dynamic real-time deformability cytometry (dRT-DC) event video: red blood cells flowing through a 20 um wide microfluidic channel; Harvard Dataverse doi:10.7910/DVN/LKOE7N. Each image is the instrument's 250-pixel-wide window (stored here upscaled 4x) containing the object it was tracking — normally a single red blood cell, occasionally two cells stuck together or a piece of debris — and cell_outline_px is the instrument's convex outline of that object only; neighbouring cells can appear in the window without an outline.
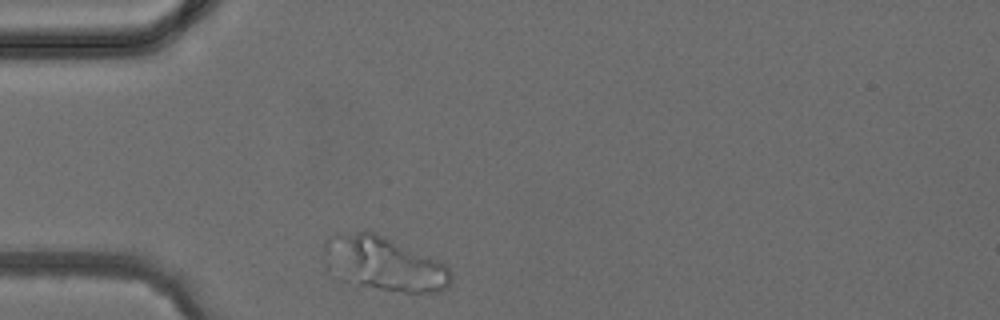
{"species": "common noctule bat (a hibernating species)", "species_latin": "Nyctalus noctula", "temperature_condition": "cold", "stored_images_in_passage": 1, "camera_frame_rate_fps": 3000, "um_per_image_px": 0.085, "animal": {"sex": "female", "body_mass_g": 24.6, "forearm_length_mm": 56.2}, "frame": {"image": 1, "passage_image": 1, "time_ms": 0.0, "image_size_px": [1000, 320], "cell_outline_px": [[452, 284], [448, 288], [440, 292], [408, 292], [380, 288], [360, 284], [324, 248], [324, 240], [328, 236], [336, 232], [364, 228], [376, 232], [436, 260], [444, 264], [452, 272]], "centroid_in_image_um": [32.87, 22.32], "position_along_channel_um": 52.1, "area_um2": 37.57}}